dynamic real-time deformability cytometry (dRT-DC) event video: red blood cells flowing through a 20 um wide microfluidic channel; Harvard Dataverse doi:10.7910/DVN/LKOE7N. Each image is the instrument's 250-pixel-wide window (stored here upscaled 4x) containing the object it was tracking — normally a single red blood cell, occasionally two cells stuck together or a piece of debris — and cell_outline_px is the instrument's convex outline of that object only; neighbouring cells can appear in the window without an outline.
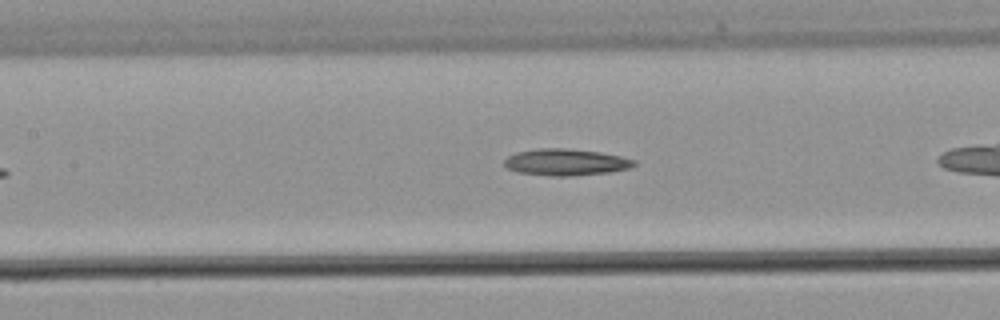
{"species": "common noctule bat (a hibernating species)", "species_latin": "Nyctalus noctula", "temperature_condition": "warm", "stored_images_in_passage": 21, "camera_frame_rate_fps": 3000, "um_per_image_px": 0.085, "animal": {"sex": "male", "body_mass_g": 21.5, "forearm_length_mm": 52.0}, "frame": {"image": 1, "passage_image": 7, "time_ms": 2.0, "image_size_px": [1000, 320], "cell_outline_px": [[636, 164], [632, 168], [608, 172], [568, 176], [552, 176], [516, 172], [508, 168], [504, 164], [504, 160], [508, 156], [516, 152], [540, 148], [564, 148], [600, 152], [620, 156], [636, 160]], "centroid_in_image_um": [48.1, 13.78], "position_along_channel_um": 159.3, "area_um2": 20.11}}
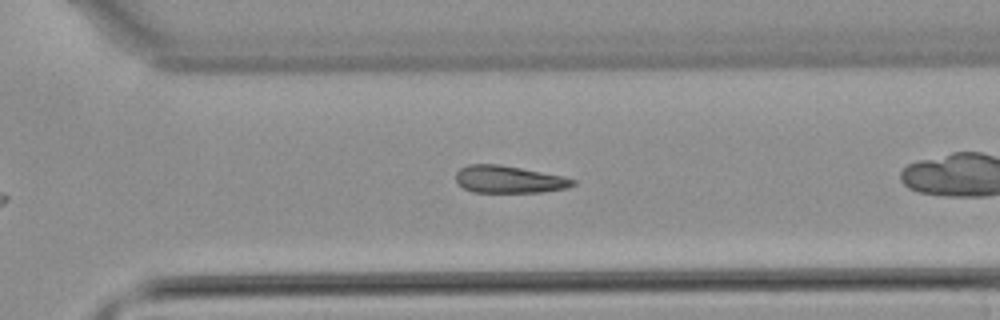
{"frame": {"image": 2, "passage_image": 18, "time_ms": 5.667, "image_size_px": [1000, 320], "cell_outline_px": [[576, 184], [568, 188], [540, 192], [472, 192], [464, 188], [456, 180], [456, 172], [460, 168], [468, 164], [500, 164], [564, 176], [576, 180]], "centroid_in_image_um": [43.27, 15.24], "position_along_channel_um": 327.3, "area_um2": 18.67}}